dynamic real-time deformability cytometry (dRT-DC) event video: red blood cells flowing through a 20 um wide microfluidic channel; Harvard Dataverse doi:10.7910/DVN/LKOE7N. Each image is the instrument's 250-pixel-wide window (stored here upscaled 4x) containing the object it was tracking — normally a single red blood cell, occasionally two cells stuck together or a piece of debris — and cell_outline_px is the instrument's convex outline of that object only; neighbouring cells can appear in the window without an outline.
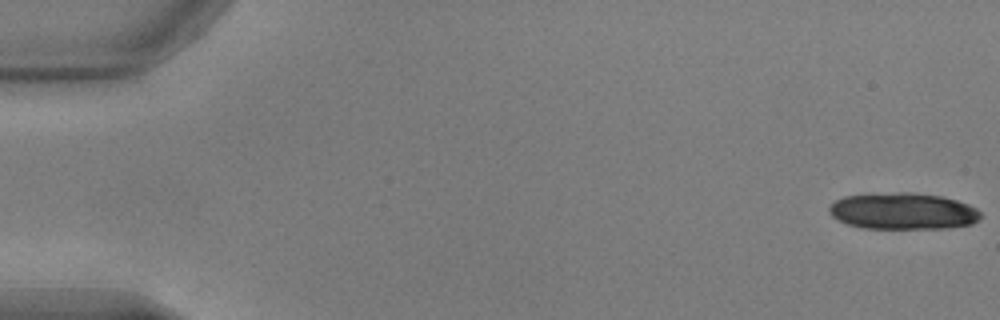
{"species": "common noctule bat (a hibernating species)", "species_latin": "Nyctalus noctula", "temperature_condition": "warm", "stored_images_in_passage": 14, "camera_frame_rate_fps": 3000, "um_per_image_px": 0.085, "animal": {"sex": "male", "body_mass_g": 17.9, "forearm_length_mm": 54.2}, "frame": {"image": 1, "passage_image": 1, "time_ms": 0.0, "image_size_px": [1000, 320], "cell_outline_px": [[980, 216], [972, 224], [948, 228], [860, 228], [848, 224], [832, 216], [828, 212], [828, 208], [836, 200], [844, 196], [900, 192], [908, 192], [944, 196], [968, 204], [976, 208], [980, 212]], "centroid_in_image_um": [76.75, 17.94], "position_along_channel_um": 8.2, "area_um2": 32.14}}